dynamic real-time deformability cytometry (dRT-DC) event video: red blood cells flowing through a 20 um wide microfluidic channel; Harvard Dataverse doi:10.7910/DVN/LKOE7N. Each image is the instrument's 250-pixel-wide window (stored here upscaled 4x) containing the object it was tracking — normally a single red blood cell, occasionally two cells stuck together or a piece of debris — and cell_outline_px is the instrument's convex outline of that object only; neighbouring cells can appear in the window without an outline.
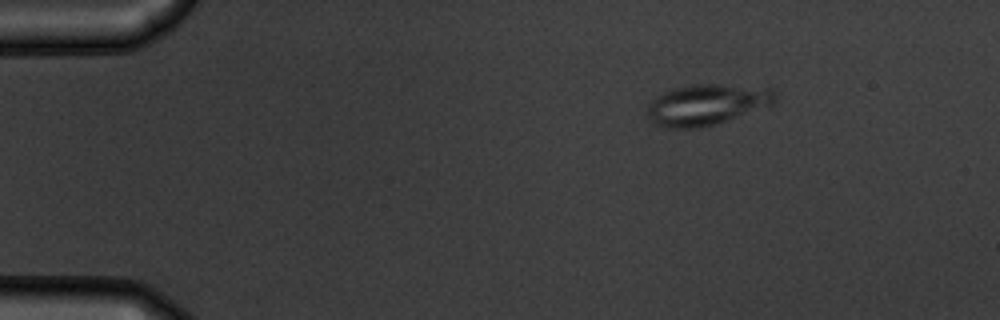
{"species": "common noctule bat (a hibernating species)", "species_latin": "Nyctalus noctula", "temperature_condition": "warm", "stored_images_in_passage": 31, "camera_frame_rate_fps": 3000, "um_per_image_px": 0.085, "animal": {"sex": "male", "body_mass_g": 19.5, "forearm_length_mm": 54.6}, "frame": {"image": 1, "passage_image": 1, "time_ms": 0.0, "image_size_px": [1000, 320], "cell_outline_px": [[776, 104], [700, 128], [668, 128], [656, 124], [648, 120], [648, 104], [656, 96], [672, 88], [696, 84], [720, 84], [772, 88], [776, 92]], "centroid_in_image_um": [60.09, 8.88], "position_along_channel_um": 24.9, "area_um2": 30.46}}
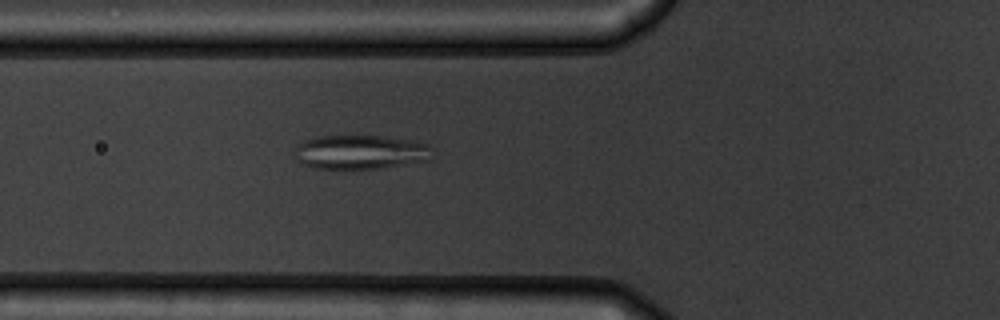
{"frame": {"image": 2, "passage_image": 13, "time_ms": 4.0, "image_size_px": [1000, 320], "cell_outline_px": [[432, 148], [428, 160], [384, 168], [316, 168], [304, 164], [292, 156], [292, 152], [296, 144], [320, 136], [380, 136], [408, 140], [428, 144]], "centroid_in_image_um": [30.59, 12.93], "position_along_channel_um": 95.2, "area_um2": 27.22}}
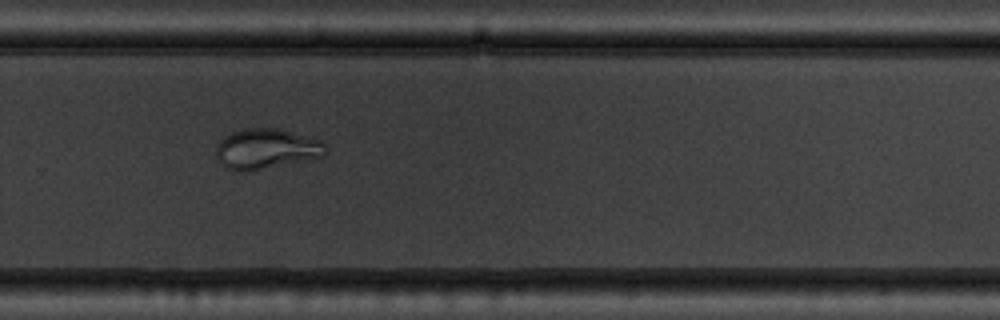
{"frame": {"image": 3, "passage_image": 30, "time_ms": 9.667, "image_size_px": [1000, 320], "cell_outline_px": [[328, 148], [324, 156], [248, 172], [236, 172], [220, 164], [216, 152], [216, 148], [220, 140], [224, 136], [232, 132], [244, 128], [276, 128], [320, 140]], "centroid_in_image_um": [22.6, 12.66], "position_along_channel_um": 307.2, "area_um2": 25.66}}